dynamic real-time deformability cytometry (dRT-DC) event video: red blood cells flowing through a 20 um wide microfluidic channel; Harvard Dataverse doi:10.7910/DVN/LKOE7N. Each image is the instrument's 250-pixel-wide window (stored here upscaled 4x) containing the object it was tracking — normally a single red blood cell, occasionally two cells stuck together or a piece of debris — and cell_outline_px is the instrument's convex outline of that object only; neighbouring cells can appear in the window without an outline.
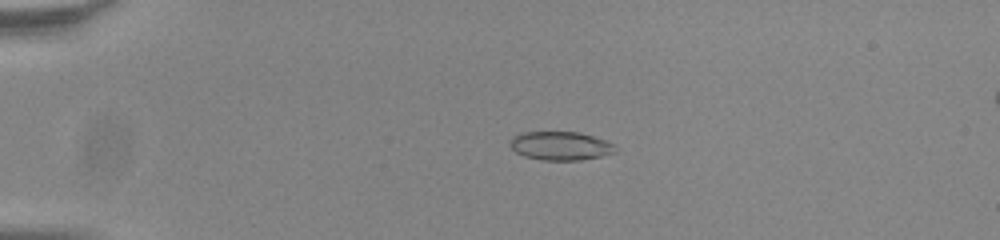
{"species": "common noctule bat (a hibernating species)", "species_latin": "Nyctalus noctula", "temperature_condition": "room temperature", "stored_images_in_passage": 55, "camera_frame_rate_fps": 3000, "um_per_image_px": 0.085, "animal": {"sex": "male", "body_mass_g": 20.0, "forearm_length_mm": 53.3}, "frame": {"image": 1, "passage_image": 13, "time_ms": 4.0, "image_size_px": [1000, 240], "cell_outline_px": [[616, 152], [600, 156], [580, 160], [540, 160], [524, 156], [516, 152], [512, 148], [508, 140], [512, 136], [520, 132], [580, 132], [604, 140], [612, 144]], "centroid_in_image_um": [47.57, 12.39], "position_along_channel_um": 37.4, "area_um2": 17.51}}
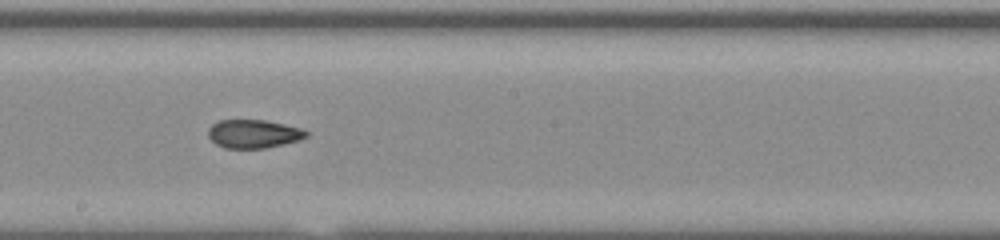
{"frame": {"image": 2, "passage_image": 32, "time_ms": 10.333, "image_size_px": [1000, 240], "cell_outline_px": [[308, 136], [300, 140], [264, 148], [224, 148], [216, 144], [208, 136], [208, 128], [212, 124], [220, 120], [264, 120], [284, 124], [300, 128], [308, 132]], "centroid_in_image_um": [21.54, 11.37], "position_along_channel_um": 226.7, "area_um2": 16.18}}
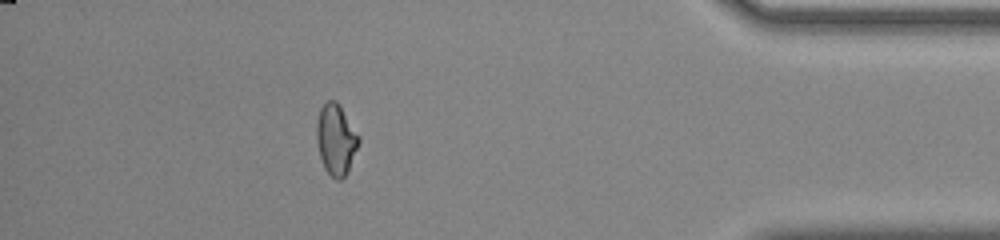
{"frame": {"image": 3, "passage_image": 49, "time_ms": 16.0, "image_size_px": [1000, 240], "cell_outline_px": [[360, 140], [348, 172], [340, 180], [336, 180], [324, 168], [320, 156], [316, 140], [316, 124], [320, 108], [328, 100], [336, 100], [360, 136]], "centroid_in_image_um": [28.55, 11.85], "position_along_channel_um": 406.6, "area_um2": 17.34}, "authors_computed_cell_mechanics": {"area_um2": 17.34, "velocity_mm_per_s": 3.8386, "shape_relaxation_time_tau1_ms": null, "shape_relaxation_time_tau2_ms": 1.9295, "deformation_change_tau1": null, "deformation_change_tau2": 0.0613}}